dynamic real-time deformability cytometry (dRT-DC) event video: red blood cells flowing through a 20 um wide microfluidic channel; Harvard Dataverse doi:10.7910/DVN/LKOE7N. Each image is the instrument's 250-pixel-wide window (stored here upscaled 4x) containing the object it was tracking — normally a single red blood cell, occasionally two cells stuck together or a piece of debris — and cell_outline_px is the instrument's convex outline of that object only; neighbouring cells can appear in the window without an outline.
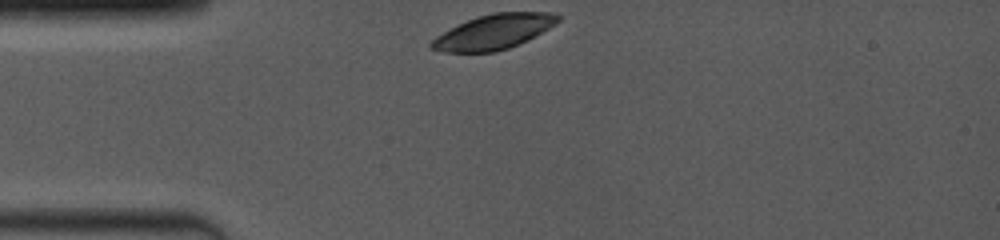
{"species": "common noctule bat (a hibernating species)", "species_latin": "Nyctalus noctula", "temperature_condition": "room temperature", "stored_images_in_passage": 7, "camera_frame_rate_fps": 4000, "um_per_image_px": 0.085, "animal": {"sex": "female", "body_mass_g": 19.0, "forearm_length_mm": 53.3}, "frame": {"image": 1, "passage_image": 1, "time_ms": 0.0, "image_size_px": [1000, 240], "cell_outline_px": [[560, 20], [556, 24], [528, 40], [508, 48], [496, 52], [444, 52], [428, 48], [428, 44], [436, 36], [468, 20], [492, 12], [552, 12], [560, 16]], "centroid_in_image_um": [41.98, 2.71], "position_along_channel_um": 43.0, "area_um2": 25.55}}